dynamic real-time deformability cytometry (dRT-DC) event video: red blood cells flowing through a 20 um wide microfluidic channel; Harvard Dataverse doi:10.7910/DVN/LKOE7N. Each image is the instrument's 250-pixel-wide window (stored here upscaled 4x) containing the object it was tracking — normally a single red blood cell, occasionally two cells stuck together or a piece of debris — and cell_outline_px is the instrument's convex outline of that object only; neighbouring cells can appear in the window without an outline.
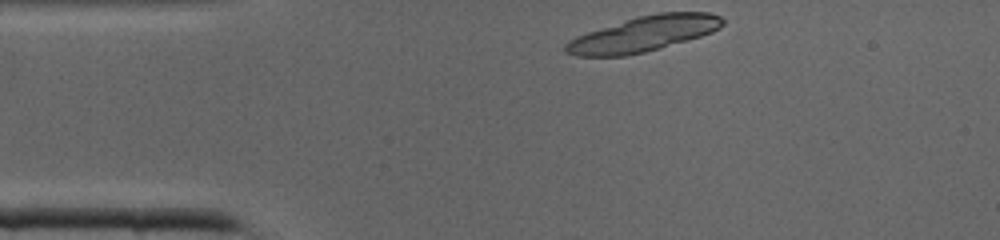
{"species": "common noctule bat (a hibernating species)", "species_latin": "Nyctalus noctula", "temperature_condition": "cold", "stored_images_in_passage": 29, "segment_of_instrument_passage": [1, 2], "camera_frame_rate_fps": 3000, "um_per_image_px": 0.085, "animal": {"sex": "male", "body_mass_g": 19.0, "forearm_length_mm": 50.8}, "frame": {"image": 1, "passage_image": 1, "time_ms": 0.0, "image_size_px": [1000, 240], "cell_outline_px": [[724, 24], [720, 28], [712, 32], [700, 36], [660, 48], [644, 52], [624, 56], [576, 56], [564, 52], [564, 44], [568, 40], [576, 36], [636, 16], [660, 12], [708, 12], [720, 16], [724, 20]], "centroid_in_image_um": [54.69, 2.88], "position_along_channel_um": 30.3, "area_um2": 32.25}}